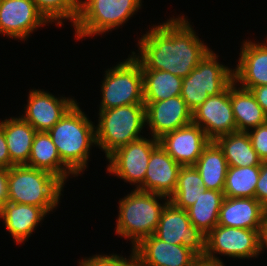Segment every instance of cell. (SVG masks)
Wrapping results in <instances>:
<instances>
[{
    "mask_svg": "<svg viewBox=\"0 0 267 266\" xmlns=\"http://www.w3.org/2000/svg\"><path fill=\"white\" fill-rule=\"evenodd\" d=\"M0 167L10 168V156L3 129L0 126Z\"/></svg>",
    "mask_w": 267,
    "mask_h": 266,
    "instance_id": "obj_36",
    "label": "cell"
},
{
    "mask_svg": "<svg viewBox=\"0 0 267 266\" xmlns=\"http://www.w3.org/2000/svg\"><path fill=\"white\" fill-rule=\"evenodd\" d=\"M255 198L267 210V162L260 165V174L256 184Z\"/></svg>",
    "mask_w": 267,
    "mask_h": 266,
    "instance_id": "obj_34",
    "label": "cell"
},
{
    "mask_svg": "<svg viewBox=\"0 0 267 266\" xmlns=\"http://www.w3.org/2000/svg\"><path fill=\"white\" fill-rule=\"evenodd\" d=\"M204 190V182L195 167L182 166L178 173L176 188L169 201L177 208L187 210Z\"/></svg>",
    "mask_w": 267,
    "mask_h": 266,
    "instance_id": "obj_29",
    "label": "cell"
},
{
    "mask_svg": "<svg viewBox=\"0 0 267 266\" xmlns=\"http://www.w3.org/2000/svg\"><path fill=\"white\" fill-rule=\"evenodd\" d=\"M260 231L217 225L206 235V250L202 260L223 265L218 254L236 259L257 257L261 253Z\"/></svg>",
    "mask_w": 267,
    "mask_h": 266,
    "instance_id": "obj_9",
    "label": "cell"
},
{
    "mask_svg": "<svg viewBox=\"0 0 267 266\" xmlns=\"http://www.w3.org/2000/svg\"><path fill=\"white\" fill-rule=\"evenodd\" d=\"M225 196L221 191L205 189L187 209L191 224L207 235L218 225L219 213Z\"/></svg>",
    "mask_w": 267,
    "mask_h": 266,
    "instance_id": "obj_26",
    "label": "cell"
},
{
    "mask_svg": "<svg viewBox=\"0 0 267 266\" xmlns=\"http://www.w3.org/2000/svg\"><path fill=\"white\" fill-rule=\"evenodd\" d=\"M144 105L146 125L150 128L151 137L157 140L192 123V111L180 95L157 102H144Z\"/></svg>",
    "mask_w": 267,
    "mask_h": 266,
    "instance_id": "obj_14",
    "label": "cell"
},
{
    "mask_svg": "<svg viewBox=\"0 0 267 266\" xmlns=\"http://www.w3.org/2000/svg\"><path fill=\"white\" fill-rule=\"evenodd\" d=\"M178 164L159 144L151 153L141 191L170 197L176 188Z\"/></svg>",
    "mask_w": 267,
    "mask_h": 266,
    "instance_id": "obj_19",
    "label": "cell"
},
{
    "mask_svg": "<svg viewBox=\"0 0 267 266\" xmlns=\"http://www.w3.org/2000/svg\"><path fill=\"white\" fill-rule=\"evenodd\" d=\"M119 200V214L116 223V234L131 240L132 248L143 238L155 233L163 208L169 197L133 189ZM158 199H164L159 203Z\"/></svg>",
    "mask_w": 267,
    "mask_h": 266,
    "instance_id": "obj_4",
    "label": "cell"
},
{
    "mask_svg": "<svg viewBox=\"0 0 267 266\" xmlns=\"http://www.w3.org/2000/svg\"><path fill=\"white\" fill-rule=\"evenodd\" d=\"M265 43L245 40L240 48L239 63L233 69L234 82L245 90L267 85V40ZM240 82V83H239Z\"/></svg>",
    "mask_w": 267,
    "mask_h": 266,
    "instance_id": "obj_18",
    "label": "cell"
},
{
    "mask_svg": "<svg viewBox=\"0 0 267 266\" xmlns=\"http://www.w3.org/2000/svg\"><path fill=\"white\" fill-rule=\"evenodd\" d=\"M264 248H267V216L263 221L260 231V252L264 251Z\"/></svg>",
    "mask_w": 267,
    "mask_h": 266,
    "instance_id": "obj_38",
    "label": "cell"
},
{
    "mask_svg": "<svg viewBox=\"0 0 267 266\" xmlns=\"http://www.w3.org/2000/svg\"><path fill=\"white\" fill-rule=\"evenodd\" d=\"M217 58L218 55L211 49L183 78L180 96L192 112L209 96L220 94L234 81L233 70L220 64Z\"/></svg>",
    "mask_w": 267,
    "mask_h": 266,
    "instance_id": "obj_7",
    "label": "cell"
},
{
    "mask_svg": "<svg viewBox=\"0 0 267 266\" xmlns=\"http://www.w3.org/2000/svg\"><path fill=\"white\" fill-rule=\"evenodd\" d=\"M101 82L99 110L131 104H144L141 63L130 55L125 61L107 69Z\"/></svg>",
    "mask_w": 267,
    "mask_h": 266,
    "instance_id": "obj_8",
    "label": "cell"
},
{
    "mask_svg": "<svg viewBox=\"0 0 267 266\" xmlns=\"http://www.w3.org/2000/svg\"><path fill=\"white\" fill-rule=\"evenodd\" d=\"M230 99L237 132H247L267 122V115L250 90L230 84Z\"/></svg>",
    "mask_w": 267,
    "mask_h": 266,
    "instance_id": "obj_24",
    "label": "cell"
},
{
    "mask_svg": "<svg viewBox=\"0 0 267 266\" xmlns=\"http://www.w3.org/2000/svg\"><path fill=\"white\" fill-rule=\"evenodd\" d=\"M50 23L33 0H0V34L26 40L38 27Z\"/></svg>",
    "mask_w": 267,
    "mask_h": 266,
    "instance_id": "obj_13",
    "label": "cell"
},
{
    "mask_svg": "<svg viewBox=\"0 0 267 266\" xmlns=\"http://www.w3.org/2000/svg\"><path fill=\"white\" fill-rule=\"evenodd\" d=\"M26 166L50 172L64 184L70 174L76 177L62 162L50 134L45 131L36 132Z\"/></svg>",
    "mask_w": 267,
    "mask_h": 266,
    "instance_id": "obj_22",
    "label": "cell"
},
{
    "mask_svg": "<svg viewBox=\"0 0 267 266\" xmlns=\"http://www.w3.org/2000/svg\"><path fill=\"white\" fill-rule=\"evenodd\" d=\"M210 141L199 125L190 123L165 134L159 144L181 166H193Z\"/></svg>",
    "mask_w": 267,
    "mask_h": 266,
    "instance_id": "obj_17",
    "label": "cell"
},
{
    "mask_svg": "<svg viewBox=\"0 0 267 266\" xmlns=\"http://www.w3.org/2000/svg\"><path fill=\"white\" fill-rule=\"evenodd\" d=\"M37 9L50 23L62 26V20H71L74 25L79 16L80 0H33Z\"/></svg>",
    "mask_w": 267,
    "mask_h": 266,
    "instance_id": "obj_31",
    "label": "cell"
},
{
    "mask_svg": "<svg viewBox=\"0 0 267 266\" xmlns=\"http://www.w3.org/2000/svg\"><path fill=\"white\" fill-rule=\"evenodd\" d=\"M192 123L199 125L211 141L237 132L230 99V85L220 94L209 96L197 107L192 112Z\"/></svg>",
    "mask_w": 267,
    "mask_h": 266,
    "instance_id": "obj_12",
    "label": "cell"
},
{
    "mask_svg": "<svg viewBox=\"0 0 267 266\" xmlns=\"http://www.w3.org/2000/svg\"><path fill=\"white\" fill-rule=\"evenodd\" d=\"M27 102L21 117L36 131L48 132L77 101L74 97L57 98L43 89H33Z\"/></svg>",
    "mask_w": 267,
    "mask_h": 266,
    "instance_id": "obj_16",
    "label": "cell"
},
{
    "mask_svg": "<svg viewBox=\"0 0 267 266\" xmlns=\"http://www.w3.org/2000/svg\"><path fill=\"white\" fill-rule=\"evenodd\" d=\"M48 213L34 205L7 202L0 213L15 243H23Z\"/></svg>",
    "mask_w": 267,
    "mask_h": 266,
    "instance_id": "obj_21",
    "label": "cell"
},
{
    "mask_svg": "<svg viewBox=\"0 0 267 266\" xmlns=\"http://www.w3.org/2000/svg\"><path fill=\"white\" fill-rule=\"evenodd\" d=\"M98 114L96 146L105 152L106 158L119 147L143 137L140 133L146 126L144 104L99 110Z\"/></svg>",
    "mask_w": 267,
    "mask_h": 266,
    "instance_id": "obj_5",
    "label": "cell"
},
{
    "mask_svg": "<svg viewBox=\"0 0 267 266\" xmlns=\"http://www.w3.org/2000/svg\"><path fill=\"white\" fill-rule=\"evenodd\" d=\"M64 183L45 170L26 165L8 169V201L43 208L47 213L59 205Z\"/></svg>",
    "mask_w": 267,
    "mask_h": 266,
    "instance_id": "obj_3",
    "label": "cell"
},
{
    "mask_svg": "<svg viewBox=\"0 0 267 266\" xmlns=\"http://www.w3.org/2000/svg\"><path fill=\"white\" fill-rule=\"evenodd\" d=\"M252 147L262 162H267V122L247 131Z\"/></svg>",
    "mask_w": 267,
    "mask_h": 266,
    "instance_id": "obj_33",
    "label": "cell"
},
{
    "mask_svg": "<svg viewBox=\"0 0 267 266\" xmlns=\"http://www.w3.org/2000/svg\"><path fill=\"white\" fill-rule=\"evenodd\" d=\"M193 166L199 172L205 189L223 192L229 166L215 141L209 142Z\"/></svg>",
    "mask_w": 267,
    "mask_h": 266,
    "instance_id": "obj_25",
    "label": "cell"
},
{
    "mask_svg": "<svg viewBox=\"0 0 267 266\" xmlns=\"http://www.w3.org/2000/svg\"><path fill=\"white\" fill-rule=\"evenodd\" d=\"M159 145L155 138L141 137L121 146L106 159L109 161L107 172L136 185V189L144 184V177L152 151ZM139 184V185H138Z\"/></svg>",
    "mask_w": 267,
    "mask_h": 266,
    "instance_id": "obj_10",
    "label": "cell"
},
{
    "mask_svg": "<svg viewBox=\"0 0 267 266\" xmlns=\"http://www.w3.org/2000/svg\"><path fill=\"white\" fill-rule=\"evenodd\" d=\"M142 6V0H80L75 38L102 35L123 25Z\"/></svg>",
    "mask_w": 267,
    "mask_h": 266,
    "instance_id": "obj_6",
    "label": "cell"
},
{
    "mask_svg": "<svg viewBox=\"0 0 267 266\" xmlns=\"http://www.w3.org/2000/svg\"><path fill=\"white\" fill-rule=\"evenodd\" d=\"M184 17L173 16L154 25L138 40L139 53L132 55L142 70H162L185 78L211 50Z\"/></svg>",
    "mask_w": 267,
    "mask_h": 266,
    "instance_id": "obj_1",
    "label": "cell"
},
{
    "mask_svg": "<svg viewBox=\"0 0 267 266\" xmlns=\"http://www.w3.org/2000/svg\"><path fill=\"white\" fill-rule=\"evenodd\" d=\"M196 266H225L223 265H218V264H213V263H208L203 260H201Z\"/></svg>",
    "mask_w": 267,
    "mask_h": 266,
    "instance_id": "obj_39",
    "label": "cell"
},
{
    "mask_svg": "<svg viewBox=\"0 0 267 266\" xmlns=\"http://www.w3.org/2000/svg\"><path fill=\"white\" fill-rule=\"evenodd\" d=\"M144 102H157L181 94L183 78L162 70H142Z\"/></svg>",
    "mask_w": 267,
    "mask_h": 266,
    "instance_id": "obj_28",
    "label": "cell"
},
{
    "mask_svg": "<svg viewBox=\"0 0 267 266\" xmlns=\"http://www.w3.org/2000/svg\"><path fill=\"white\" fill-rule=\"evenodd\" d=\"M130 258H123L118 254L108 255H93L89 258H84L79 261V266H138L137 255L132 248Z\"/></svg>",
    "mask_w": 267,
    "mask_h": 266,
    "instance_id": "obj_32",
    "label": "cell"
},
{
    "mask_svg": "<svg viewBox=\"0 0 267 266\" xmlns=\"http://www.w3.org/2000/svg\"><path fill=\"white\" fill-rule=\"evenodd\" d=\"M62 162L77 176L87 168L91 146L96 145L95 125L76 102L48 131Z\"/></svg>",
    "mask_w": 267,
    "mask_h": 266,
    "instance_id": "obj_2",
    "label": "cell"
},
{
    "mask_svg": "<svg viewBox=\"0 0 267 266\" xmlns=\"http://www.w3.org/2000/svg\"><path fill=\"white\" fill-rule=\"evenodd\" d=\"M133 249L138 266H196L201 261L190 249L164 242L154 234L143 238Z\"/></svg>",
    "mask_w": 267,
    "mask_h": 266,
    "instance_id": "obj_15",
    "label": "cell"
},
{
    "mask_svg": "<svg viewBox=\"0 0 267 266\" xmlns=\"http://www.w3.org/2000/svg\"><path fill=\"white\" fill-rule=\"evenodd\" d=\"M154 235L167 243L183 245L201 260L206 250V235L191 224L187 210L177 208L170 201L162 210Z\"/></svg>",
    "mask_w": 267,
    "mask_h": 266,
    "instance_id": "obj_11",
    "label": "cell"
},
{
    "mask_svg": "<svg viewBox=\"0 0 267 266\" xmlns=\"http://www.w3.org/2000/svg\"><path fill=\"white\" fill-rule=\"evenodd\" d=\"M8 169L0 167V213L8 202Z\"/></svg>",
    "mask_w": 267,
    "mask_h": 266,
    "instance_id": "obj_35",
    "label": "cell"
},
{
    "mask_svg": "<svg viewBox=\"0 0 267 266\" xmlns=\"http://www.w3.org/2000/svg\"><path fill=\"white\" fill-rule=\"evenodd\" d=\"M10 156V167L26 165L31 153L36 130L22 117H11L0 122Z\"/></svg>",
    "mask_w": 267,
    "mask_h": 266,
    "instance_id": "obj_23",
    "label": "cell"
},
{
    "mask_svg": "<svg viewBox=\"0 0 267 266\" xmlns=\"http://www.w3.org/2000/svg\"><path fill=\"white\" fill-rule=\"evenodd\" d=\"M215 142L222 149L228 166H260L262 161L252 147L247 132L229 133L218 137Z\"/></svg>",
    "mask_w": 267,
    "mask_h": 266,
    "instance_id": "obj_27",
    "label": "cell"
},
{
    "mask_svg": "<svg viewBox=\"0 0 267 266\" xmlns=\"http://www.w3.org/2000/svg\"><path fill=\"white\" fill-rule=\"evenodd\" d=\"M267 210L256 198L225 197L219 213L218 225L261 230Z\"/></svg>",
    "mask_w": 267,
    "mask_h": 266,
    "instance_id": "obj_20",
    "label": "cell"
},
{
    "mask_svg": "<svg viewBox=\"0 0 267 266\" xmlns=\"http://www.w3.org/2000/svg\"><path fill=\"white\" fill-rule=\"evenodd\" d=\"M259 174L260 166H229L223 189L224 196L228 198H255Z\"/></svg>",
    "mask_w": 267,
    "mask_h": 266,
    "instance_id": "obj_30",
    "label": "cell"
},
{
    "mask_svg": "<svg viewBox=\"0 0 267 266\" xmlns=\"http://www.w3.org/2000/svg\"><path fill=\"white\" fill-rule=\"evenodd\" d=\"M250 91L267 115V85L251 88Z\"/></svg>",
    "mask_w": 267,
    "mask_h": 266,
    "instance_id": "obj_37",
    "label": "cell"
}]
</instances>
